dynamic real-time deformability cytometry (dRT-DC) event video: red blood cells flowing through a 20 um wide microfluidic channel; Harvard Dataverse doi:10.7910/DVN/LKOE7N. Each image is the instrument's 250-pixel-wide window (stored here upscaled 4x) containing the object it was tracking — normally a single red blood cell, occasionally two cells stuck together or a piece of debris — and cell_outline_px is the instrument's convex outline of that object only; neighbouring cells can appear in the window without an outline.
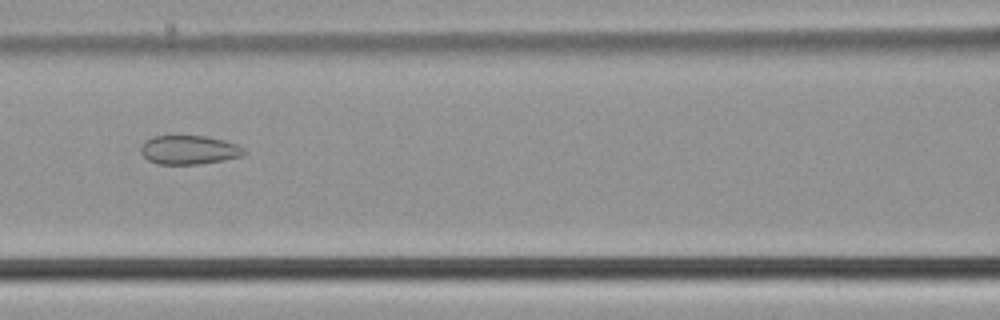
{"species": "common noctule bat (a hibernating species)", "species_latin": "Nyctalus noctula", "temperature_condition": "cold", "stored_images_in_passage": 55, "segment_of_instrument_passage": [2, 2], "camera_frame_rate_fps": 3000, "um_per_image_px": 0.085, "animal": {"sex": "male", "body_mass_g": 21.5, "forearm_length_mm": 52.0}, "frame": {"image": 1, "passage_image": 25, "time_ms": 8.0, "image_size_px": [1000, 320], "cell_outline_px": [[248, 152], [240, 156], [224, 160], [196, 164], [156, 164], [148, 160], [140, 152], [140, 148], [144, 140], [152, 136], [204, 136], [224, 140], [236, 144], [244, 148]], "centroid_in_image_um": [16.04, 12.74], "position_along_channel_um": 150.6, "area_um2": 17.46}}
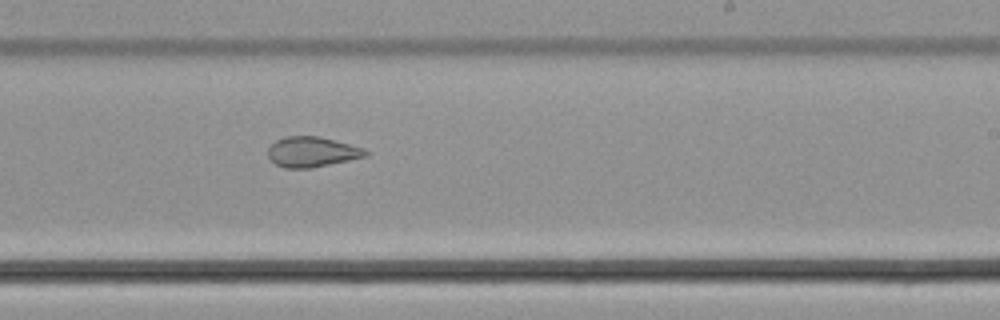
{"frame": {"image": 2, "passage_image": 34, "time_ms": 11.0, "image_size_px": [1000, 320], "cell_outline_px": [[368, 156], [312, 168], [284, 168], [276, 164], [268, 156], [268, 148], [276, 140], [284, 136], [320, 136], [364, 148], [368, 152]], "centroid_in_image_um": [26.52, 12.91], "position_along_channel_um": 262.5, "area_um2": 17.22}}
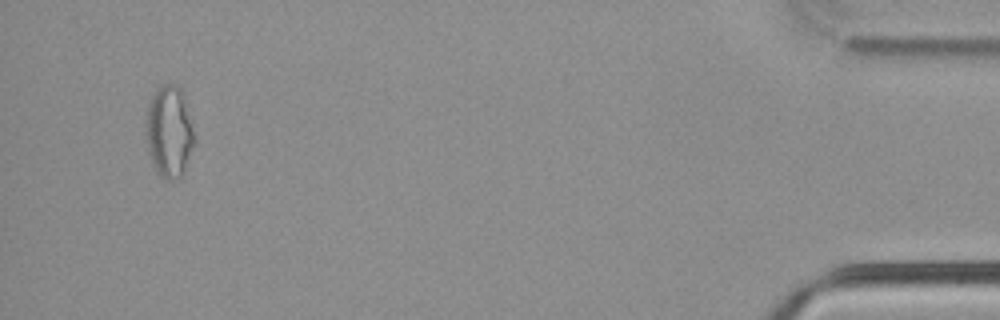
{"frame": {"image": 3, "passage_image": 53, "time_ms": 17.333, "image_size_px": [1000, 320], "cell_outline_px": [[196, 140], [184, 172], [180, 176], [172, 180], [168, 180], [152, 164], [148, 152], [144, 132], [144, 124], [148, 104], [152, 92], [160, 84], [176, 84], [180, 88], [184, 96]], "centroid_in_image_um": [14.35, 11.13], "position_along_channel_um": 420.8, "area_um2": 26.3}}